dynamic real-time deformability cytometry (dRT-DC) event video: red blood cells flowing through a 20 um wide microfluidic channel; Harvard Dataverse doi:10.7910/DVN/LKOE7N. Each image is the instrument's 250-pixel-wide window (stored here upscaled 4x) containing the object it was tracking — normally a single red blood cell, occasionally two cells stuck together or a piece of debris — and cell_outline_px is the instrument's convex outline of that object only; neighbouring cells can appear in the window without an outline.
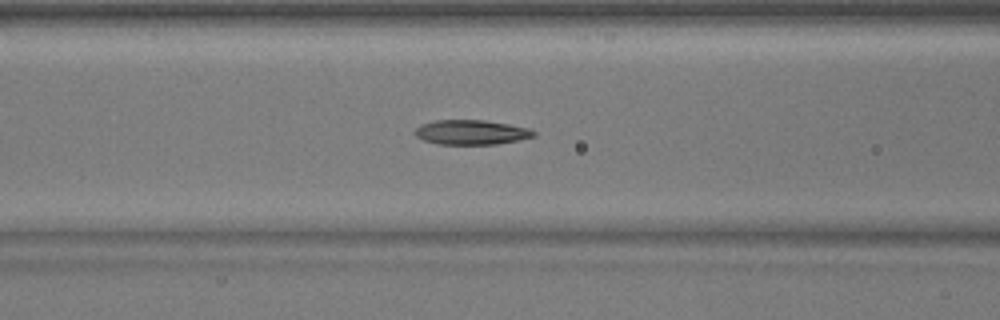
{"species": "common noctule bat (a hibernating species)", "species_latin": "Nyctalus noctula", "temperature_condition": "warm", "stored_images_in_passage": 36, "camera_frame_rate_fps": 3000, "um_per_image_px": 0.085, "animal": {"sex": "male", "body_mass_g": 17.9}, "frame": {"image": 1, "passage_image": 12, "time_ms": 3.667, "image_size_px": [1000, 320], "cell_outline_px": [[536, 136], [520, 140], [496, 144], [440, 144], [424, 140], [416, 136], [412, 132], [420, 124], [436, 120], [484, 120], [508, 124], [528, 128], [536, 132]], "centroid_in_image_um": [40.05, 11.24], "position_along_channel_um": 126.5, "area_um2": 17.11}}
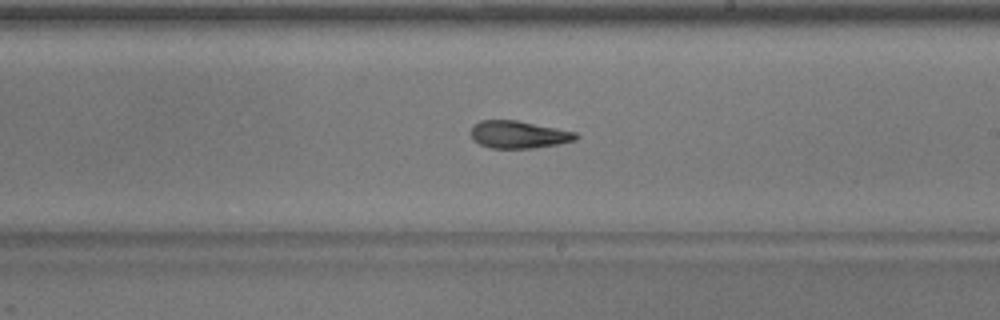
{"frame": {"image": 2, "passage_image": 21, "time_ms": 6.667, "image_size_px": [1000, 320], "cell_outline_px": [[580, 136], [576, 140], [556, 144], [532, 148], [492, 148], [480, 144], [472, 140], [472, 124], [480, 120], [516, 120], [576, 132]], "centroid_in_image_um": [44.07, 11.43], "position_along_channel_um": 244.9, "area_um2": 16.7}}
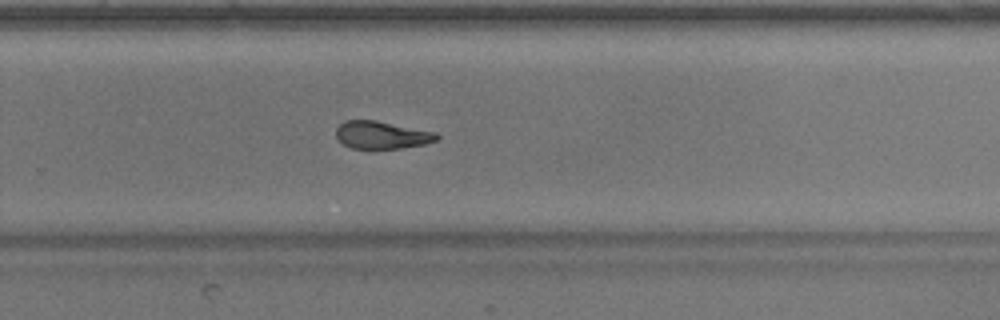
{"frame": {"image": 3, "passage_image": 25, "time_ms": 8.0, "image_size_px": [1000, 320], "cell_outline_px": [[440, 136], [436, 140], [424, 144], [400, 148], [352, 148], [344, 144], [336, 136], [336, 128], [344, 120], [376, 120], [436, 132]], "centroid_in_image_um": [32.45, 11.46], "position_along_channel_um": 297.4, "area_um2": 16.07}}